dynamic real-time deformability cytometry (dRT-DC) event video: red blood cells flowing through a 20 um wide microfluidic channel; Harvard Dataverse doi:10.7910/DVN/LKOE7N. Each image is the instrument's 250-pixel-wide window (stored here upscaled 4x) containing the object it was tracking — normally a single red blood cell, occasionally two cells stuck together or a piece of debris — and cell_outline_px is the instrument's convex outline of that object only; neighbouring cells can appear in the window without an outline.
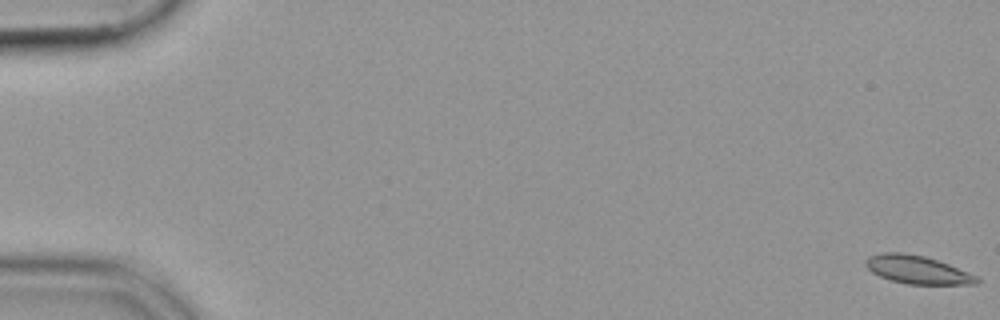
{"species": "common noctule bat (a hibernating species)", "species_latin": "Nyctalus noctula", "temperature_condition": "cold", "stored_images_in_passage": 55, "camera_frame_rate_fps": 3000, "um_per_image_px": 0.085, "animal": {"sex": "female", "body_mass_g": 19.9}, "frame": {"image": 1, "passage_image": 1, "time_ms": 0.0, "image_size_px": [1000, 320], "cell_outline_px": [[980, 284], [908, 284], [892, 280], [880, 276], [872, 272], [864, 264], [864, 260], [868, 256], [884, 252], [900, 252], [924, 256], [948, 264], [976, 276], [980, 280]], "centroid_in_image_um": [77.94, 22.92], "position_along_channel_um": 7.1, "area_um2": 18.03}}
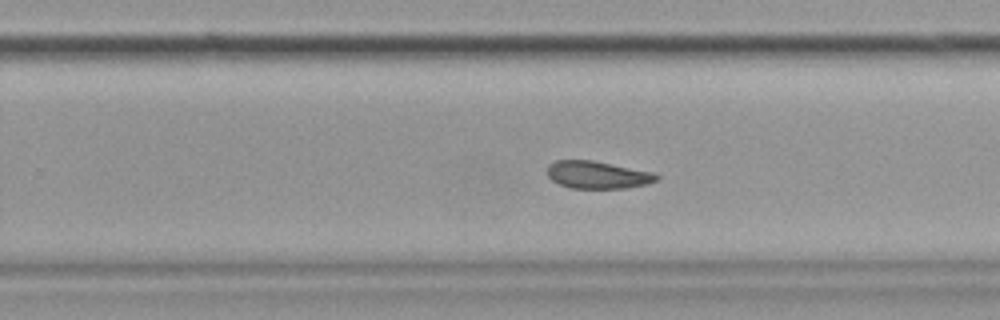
{"frame": {"image": 2, "passage_image": 36, "time_ms": 11.667, "image_size_px": [1000, 320], "cell_outline_px": [[660, 176], [656, 180], [648, 184], [624, 188], [568, 188], [552, 180], [548, 176], [548, 164], [556, 160], [592, 160], [656, 172]], "centroid_in_image_um": [50.82, 14.85], "position_along_channel_um": 279.0, "area_um2": 17.63}}
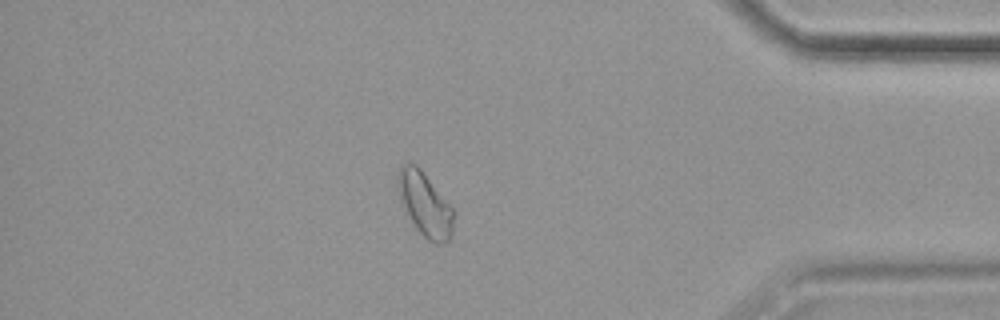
{"frame": {"image": 3, "passage_image": 48, "time_ms": 15.667, "image_size_px": [1000, 320], "cell_outline_px": [[456, 216], [452, 236], [444, 244], [436, 244], [428, 240], [416, 228], [400, 204], [396, 188], [396, 176], [400, 168], [408, 160], [416, 164], [420, 168], [456, 212]], "centroid_in_image_um": [36.11, 17.36], "position_along_channel_um": 399.1, "area_um2": 21.39}}